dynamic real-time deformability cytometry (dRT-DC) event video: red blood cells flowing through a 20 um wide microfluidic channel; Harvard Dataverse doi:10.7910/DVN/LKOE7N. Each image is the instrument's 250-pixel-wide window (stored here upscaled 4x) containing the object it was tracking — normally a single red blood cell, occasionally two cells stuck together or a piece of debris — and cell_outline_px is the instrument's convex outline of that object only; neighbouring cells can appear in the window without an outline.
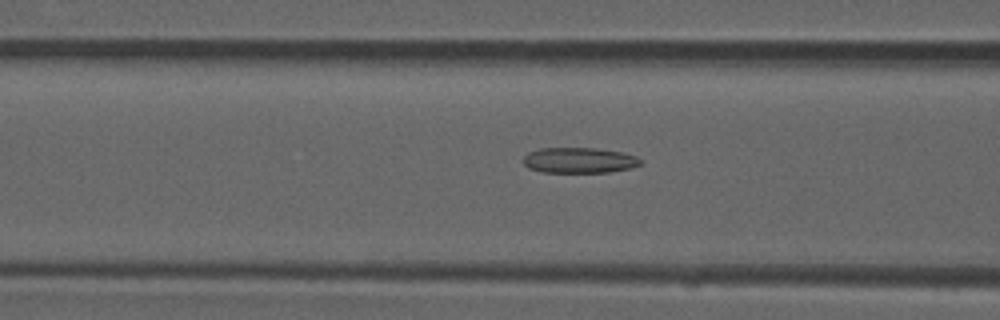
{"species": "common noctule bat (a hibernating species)", "species_latin": "Nyctalus noctula", "temperature_condition": "room temperature", "stored_images_in_passage": 54, "camera_frame_rate_fps": 3000, "um_per_image_px": 0.085, "animal": {"sex": "male", "forearm_length_mm": 52.5}, "frame": {"image": 1, "passage_image": 21, "time_ms": 6.667, "image_size_px": [1000, 320], "cell_outline_px": [[644, 164], [632, 168], [608, 172], [540, 172], [528, 168], [524, 164], [524, 156], [528, 152], [540, 148], [596, 148], [624, 152], [636, 156], [644, 160]], "centroid_in_image_um": [49.29, 13.62], "position_along_channel_um": 117.3, "area_um2": 17.74}}
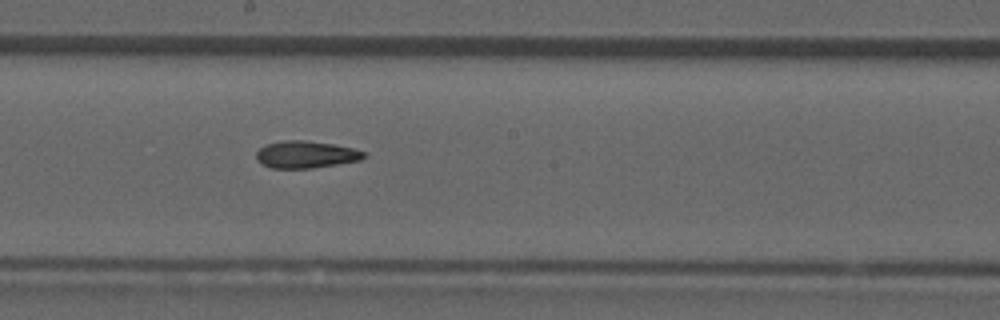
{"frame": {"image": 2, "passage_image": 29, "time_ms": 9.333, "image_size_px": [1000, 320], "cell_outline_px": [[368, 156], [360, 160], [312, 168], [272, 168], [260, 164], [256, 160], [256, 152], [260, 148], [268, 144], [284, 140], [304, 140], [332, 144], [352, 148], [364, 152]], "centroid_in_image_um": [25.97, 13.14], "position_along_channel_um": 222.2, "area_um2": 16.94}}
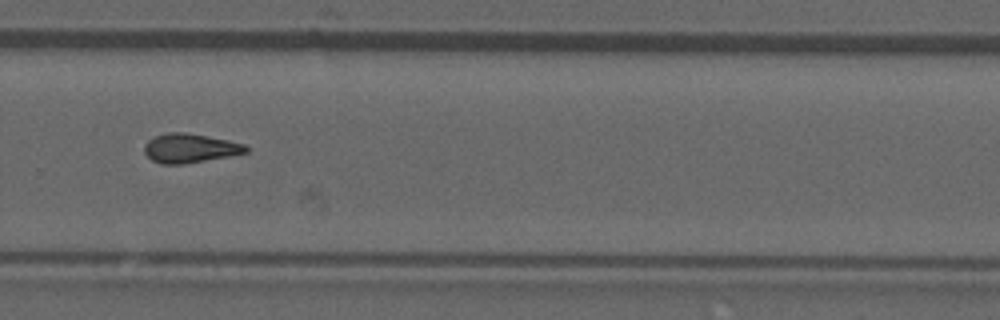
{"frame": {"image": 3, "passage_image": 36, "time_ms": 11.667, "image_size_px": [1000, 320], "cell_outline_px": [[248, 152], [228, 156], [184, 164], [160, 164], [152, 160], [144, 152], [144, 144], [148, 140], [156, 136], [168, 132], [184, 132], [228, 140], [244, 144], [248, 148]], "centroid_in_image_um": [16.12, 12.6], "position_along_channel_um": 313.7, "area_um2": 17.11}}